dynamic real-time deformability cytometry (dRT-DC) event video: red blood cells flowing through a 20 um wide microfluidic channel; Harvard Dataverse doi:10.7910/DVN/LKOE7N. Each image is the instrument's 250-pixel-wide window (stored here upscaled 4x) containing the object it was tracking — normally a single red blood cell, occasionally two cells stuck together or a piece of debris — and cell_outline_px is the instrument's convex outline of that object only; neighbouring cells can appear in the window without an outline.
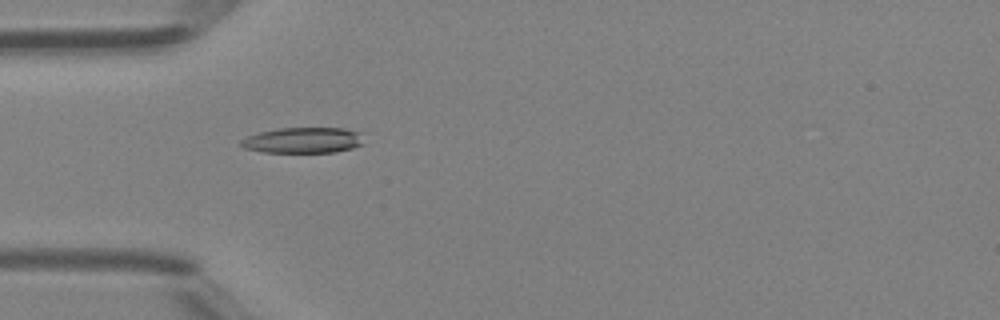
{"species": "Egyptian fruit bat (a non-hibernating species)", "species_latin": "Rousettus aegyptiacus", "temperature_condition": "room temperature", "stored_images_in_passage": 35, "camera_frame_rate_fps": 3000, "um_per_image_px": 0.085, "animal": {"sex": "female"}, "frame": {"image": 1, "passage_image": 2, "time_ms": 0.333, "image_size_px": [1000, 320], "cell_outline_px": [[364, 144], [352, 148], [332, 152], [264, 152], [244, 148], [236, 144], [240, 140], [248, 136], [260, 132], [280, 128], [344, 128], [360, 132]], "centroid_in_image_um": [25.74, 11.92], "position_along_channel_um": 59.3, "area_um2": 18.44}}
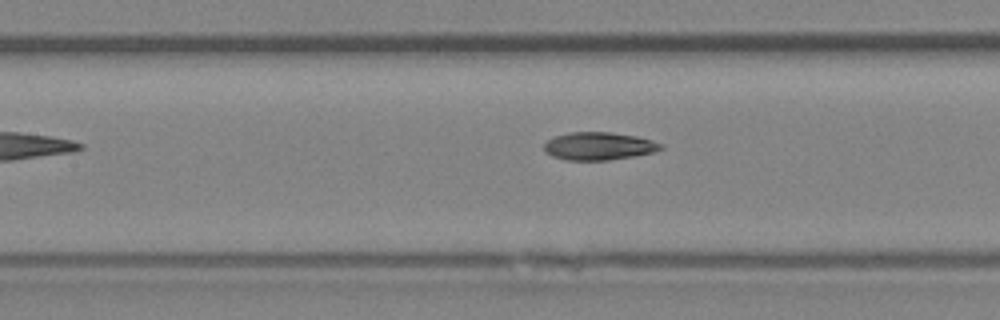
{"frame": {"image": 2, "passage_image": 9, "time_ms": 2.667, "image_size_px": [1000, 320], "cell_outline_px": [[664, 148], [652, 152], [632, 156], [608, 160], [568, 160], [552, 156], [544, 152], [544, 144], [552, 136], [568, 132], [612, 132], [636, 136], [652, 140], [664, 144]], "centroid_in_image_um": [50.87, 12.4], "position_along_channel_um": 156.5, "area_um2": 19.02}}
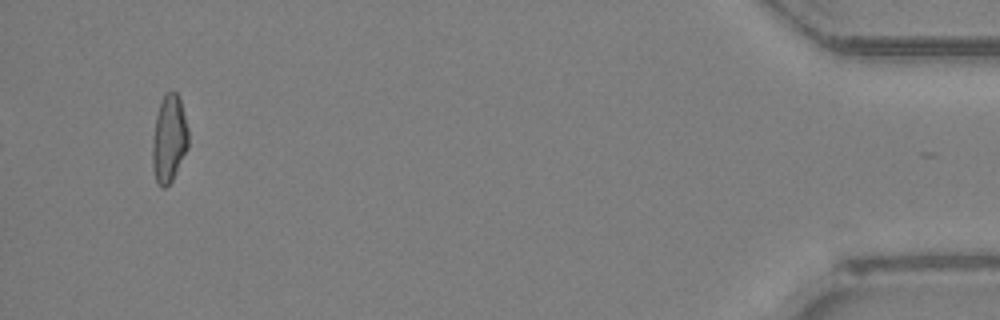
{"frame": {"image": 3, "passage_image": 33, "time_ms": 10.667, "image_size_px": [1000, 320], "cell_outline_px": [[188, 148], [172, 180], [164, 188], [160, 188], [156, 184], [152, 168], [152, 140], [156, 116], [164, 92], [176, 92], [180, 96], [188, 128]], "centroid_in_image_um": [14.36, 11.81], "position_along_channel_um": 420.8, "area_um2": 18.61}, "authors_computed_cell_mechanics": {"area_um2": 18.9006, "velocity_mm_per_s": 4.3078, "shape_relaxation_time_tau1_ms": 7.8848, "shape_relaxation_time_tau2_ms": 2.6586, "deformation_change_tau1": 0.2174, "deformation_change_tau2": 0.1096}}